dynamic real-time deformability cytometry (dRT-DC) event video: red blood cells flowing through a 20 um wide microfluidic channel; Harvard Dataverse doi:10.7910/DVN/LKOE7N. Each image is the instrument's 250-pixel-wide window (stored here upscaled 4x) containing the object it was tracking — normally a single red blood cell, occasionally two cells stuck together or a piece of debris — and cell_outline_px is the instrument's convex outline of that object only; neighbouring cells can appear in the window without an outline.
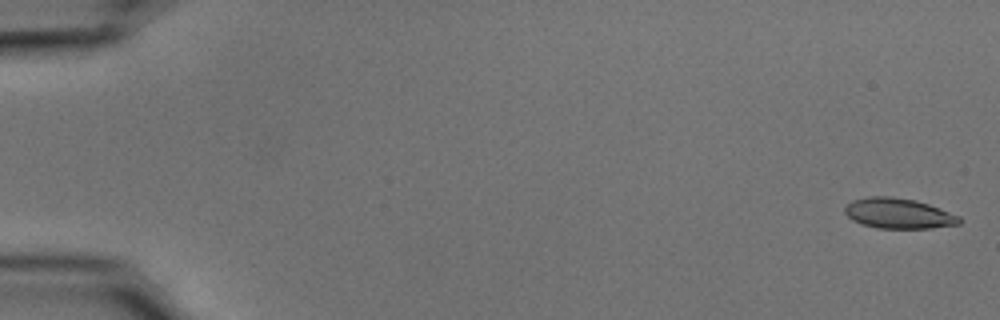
{"species": "common noctule bat (a hibernating species)", "species_latin": "Nyctalus noctula", "temperature_condition": "cold", "stored_images_in_passage": 55, "camera_frame_rate_fps": 3000, "um_per_image_px": 0.085, "animal": {"sex": "male", "body_mass_g": 15.6}, "frame": {"image": 1, "passage_image": 2, "time_ms": 0.333, "image_size_px": [1000, 320], "cell_outline_px": [[960, 224], [932, 228], [876, 228], [852, 220], [844, 212], [844, 208], [852, 200], [868, 196], [892, 196], [916, 200], [940, 208], [960, 216]], "centroid_in_image_um": [76.37, 18.13], "position_along_channel_um": 8.6, "area_um2": 20.29}}
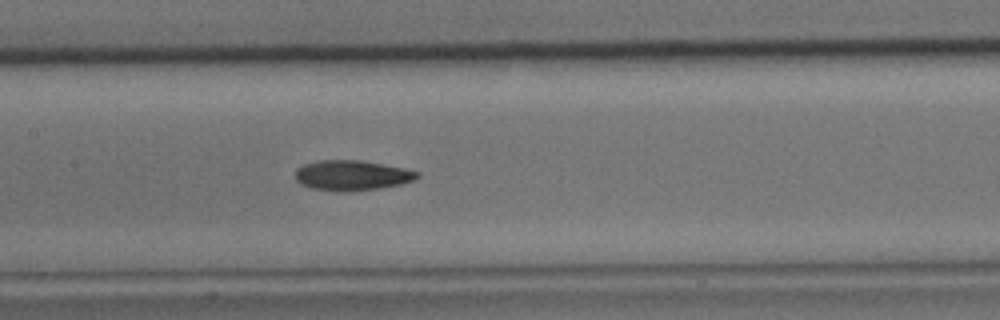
{"frame": {"image": 2, "passage_image": 28, "time_ms": 9.0, "image_size_px": [1000, 320], "cell_outline_px": [[420, 176], [416, 180], [400, 184], [380, 188], [352, 192], [336, 192], [312, 188], [300, 184], [296, 180], [296, 168], [304, 164], [320, 160], [360, 160], [404, 168], [420, 172]], "centroid_in_image_um": [29.92, 14.92], "position_along_channel_um": 177.5, "area_um2": 21.68}}
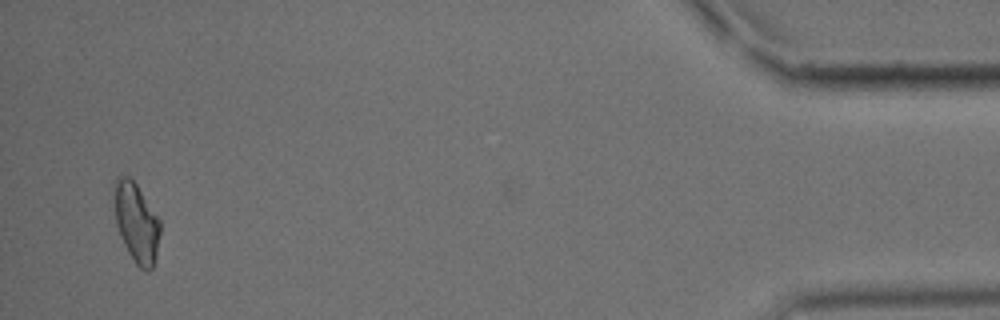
{"frame": {"image": 3, "passage_image": 54, "time_ms": 17.667, "image_size_px": [1000, 320], "cell_outline_px": [[160, 232], [156, 252], [152, 268], [148, 272], [144, 272], [136, 264], [128, 252], [120, 236], [116, 224], [112, 200], [112, 184], [116, 176], [128, 176], [136, 184], [160, 220]], "centroid_in_image_um": [11.53, 18.88], "position_along_channel_um": 423.7, "area_um2": 21.56}, "authors_computed_cell_mechanics": {"area_um2": 20.6924, "velocity_mm_per_s": 3.6975, "shape_relaxation_time_tau1_ms": 5.5545, "shape_relaxation_time_tau2_ms": 10.4761, "deformation_change_tau1": 0.1335, "deformation_change_tau2": 0.171}}